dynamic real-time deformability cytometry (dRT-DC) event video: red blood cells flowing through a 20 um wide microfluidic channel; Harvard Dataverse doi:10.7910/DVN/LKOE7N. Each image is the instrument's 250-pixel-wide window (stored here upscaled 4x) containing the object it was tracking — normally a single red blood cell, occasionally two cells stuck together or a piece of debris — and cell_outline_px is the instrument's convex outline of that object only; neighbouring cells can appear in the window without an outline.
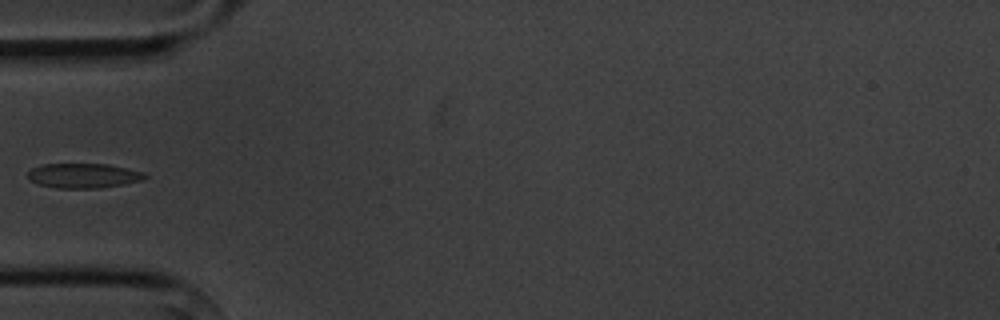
{"species": "common noctule bat (a hibernating species)", "species_latin": "Nyctalus noctula", "temperature_condition": "cold", "stored_images_in_passage": 2, "camera_frame_rate_fps": 3000, "um_per_image_px": 0.085, "animal": {"sex": "male", "body_mass_g": 20.1, "forearm_length_mm": 53.5}, "frame": {"image": 1, "passage_image": 1, "time_ms": 0.0, "image_size_px": [1000, 320], "cell_outline_px": [[148, 176], [144, 180], [124, 184], [96, 188], [56, 188], [40, 184], [28, 180], [28, 172], [32, 168], [44, 164], [108, 164], [144, 172]], "centroid_in_image_um": [7.11, 14.93], "position_along_channel_um": 77.9, "area_um2": 16.82}}
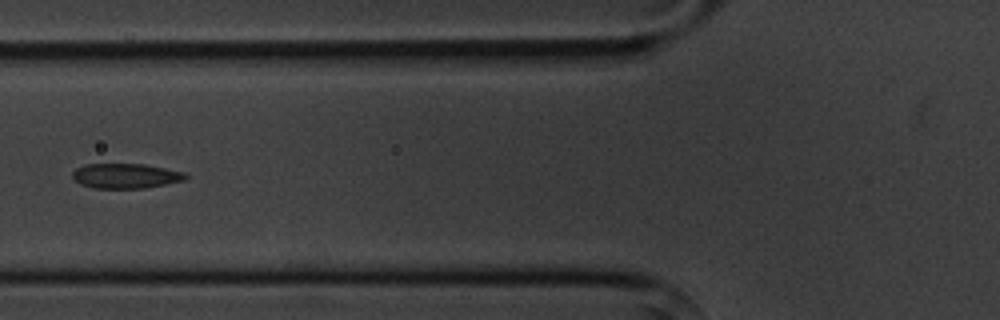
{"frame": {"image": 2, "passage_image": 2, "time_ms": 1.0, "image_size_px": [1000, 320], "cell_outline_px": [[188, 176], [184, 180], [144, 188], [92, 188], [80, 184], [72, 176], [72, 172], [76, 168], [84, 164], [144, 164], [188, 172]], "centroid_in_image_um": [10.69, 14.94], "position_along_channel_um": 115.1, "area_um2": 16.47}}